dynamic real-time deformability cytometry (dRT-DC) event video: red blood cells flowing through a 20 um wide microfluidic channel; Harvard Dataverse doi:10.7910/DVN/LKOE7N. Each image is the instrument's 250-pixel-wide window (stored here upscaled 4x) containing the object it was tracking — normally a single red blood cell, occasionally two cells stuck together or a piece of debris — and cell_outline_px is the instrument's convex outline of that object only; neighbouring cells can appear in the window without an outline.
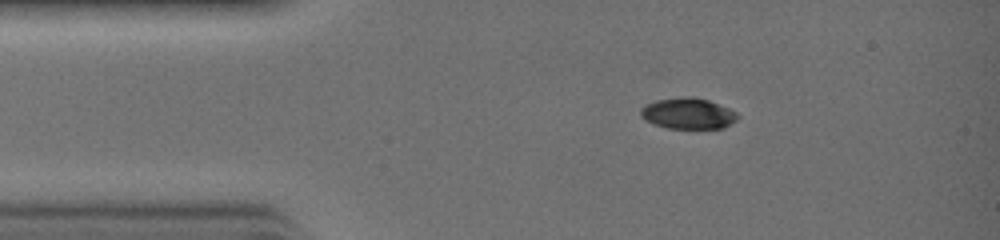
{"species": "common noctule bat (a hibernating species)", "species_latin": "Nyctalus noctula", "temperature_condition": "warm", "stored_images_in_passage": 28, "camera_frame_rate_fps": 3000, "um_per_image_px": 0.085, "animal": {"sex": "female", "body_mass_g": 19.0, "forearm_length_mm": 51.5}, "frame": {"image": 1, "passage_image": 1, "time_ms": 0.0, "image_size_px": [1000, 240], "cell_outline_px": [[740, 116], [736, 120], [724, 128], [664, 128], [644, 120], [640, 116], [640, 108], [644, 104], [656, 100], [680, 96], [692, 96], [708, 100], [728, 108], [736, 112]], "centroid_in_image_um": [58.44, 9.64], "position_along_channel_um": 26.6, "area_um2": 17.74}}
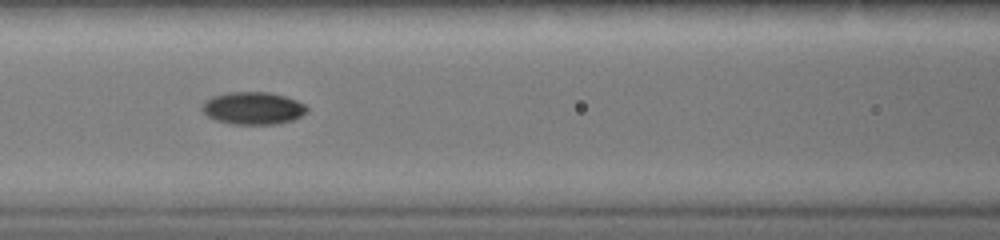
{"frame": {"image": 2, "passage_image": 9, "time_ms": 2.667, "image_size_px": [1000, 240], "cell_outline_px": [[308, 112], [292, 120], [280, 124], [228, 124], [216, 120], [208, 116], [200, 108], [212, 96], [228, 92], [268, 92], [284, 96], [296, 100], [304, 104], [308, 108]], "centroid_in_image_um": [21.52, 9.2], "position_along_channel_um": 145.1, "area_um2": 19.83}}
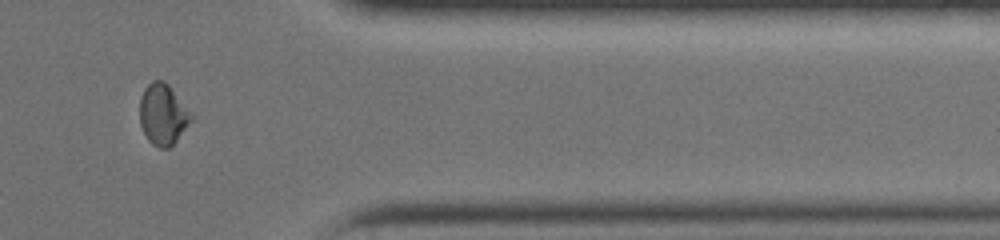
{"frame": {"image": 3, "passage_image": 22, "time_ms": 7.0, "image_size_px": [1000, 240], "cell_outline_px": [[192, 120], [176, 140], [168, 148], [160, 148], [152, 144], [148, 140], [140, 124], [140, 96], [144, 88], [152, 80], [164, 80], [168, 84], [192, 116]], "centroid_in_image_um": [13.81, 9.71], "position_along_channel_um": 397.6, "area_um2": 17.92}}